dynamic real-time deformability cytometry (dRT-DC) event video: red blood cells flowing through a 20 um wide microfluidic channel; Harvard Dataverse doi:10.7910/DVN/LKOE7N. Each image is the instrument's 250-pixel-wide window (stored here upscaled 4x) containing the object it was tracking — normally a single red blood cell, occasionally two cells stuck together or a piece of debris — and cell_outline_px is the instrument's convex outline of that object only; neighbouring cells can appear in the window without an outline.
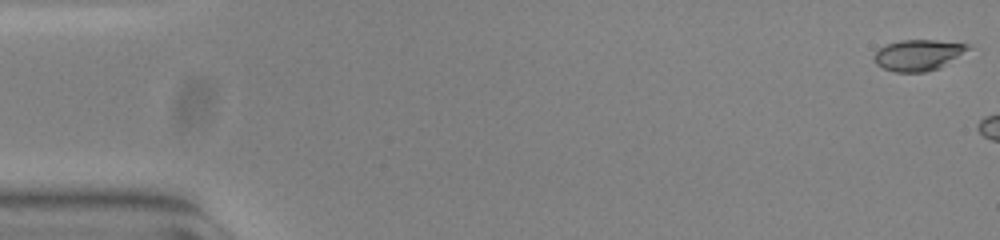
{"species": "common noctule bat (a hibernating species)", "species_latin": "Nyctalus noctula", "temperature_condition": "warm", "stored_images_in_passage": 6, "camera_frame_rate_fps": 3000, "um_per_image_px": 0.085, "animal": {"sex": "female", "body_mass_g": 23.0, "forearm_length_mm": 53.4}, "frame": {"image": 1, "passage_image": 1, "time_ms": 0.0, "image_size_px": [1000, 240], "cell_outline_px": [[972, 48], [940, 68], [924, 72], [896, 72], [884, 68], [876, 64], [876, 52], [884, 44], [900, 40], [936, 40], [968, 44]], "centroid_in_image_um": [78.08, 4.67], "position_along_channel_um": 6.9, "area_um2": 16.88}}